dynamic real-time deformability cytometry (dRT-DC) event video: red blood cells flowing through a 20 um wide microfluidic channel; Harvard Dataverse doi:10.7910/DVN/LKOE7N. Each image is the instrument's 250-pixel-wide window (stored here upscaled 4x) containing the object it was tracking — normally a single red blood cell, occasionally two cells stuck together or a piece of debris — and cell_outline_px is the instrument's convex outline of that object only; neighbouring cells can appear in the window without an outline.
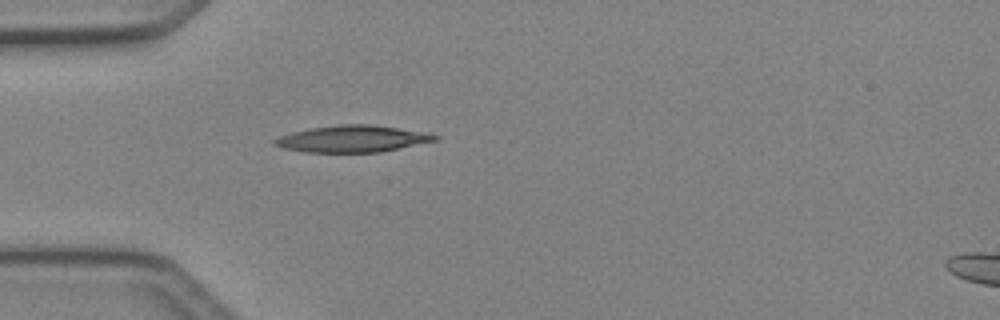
{"species": "Egyptian fruit bat (a non-hibernating species)", "species_latin": "Rousettus aegyptiacus", "temperature_condition": "cold", "stored_images_in_passage": 1, "camera_frame_rate_fps": 3000, "um_per_image_px": 0.085, "animal": {"sex": "female"}, "frame": {"image": 1, "passage_image": 1, "time_ms": 0.0, "image_size_px": [1000, 320], "cell_outline_px": [[440, 140], [380, 152], [308, 152], [284, 148], [272, 144], [272, 140], [280, 136], [292, 132], [308, 128], [336, 124], [372, 124], [424, 132], [440, 136]], "centroid_in_image_um": [29.97, 11.79], "position_along_channel_um": 55.0, "area_um2": 25.09}}